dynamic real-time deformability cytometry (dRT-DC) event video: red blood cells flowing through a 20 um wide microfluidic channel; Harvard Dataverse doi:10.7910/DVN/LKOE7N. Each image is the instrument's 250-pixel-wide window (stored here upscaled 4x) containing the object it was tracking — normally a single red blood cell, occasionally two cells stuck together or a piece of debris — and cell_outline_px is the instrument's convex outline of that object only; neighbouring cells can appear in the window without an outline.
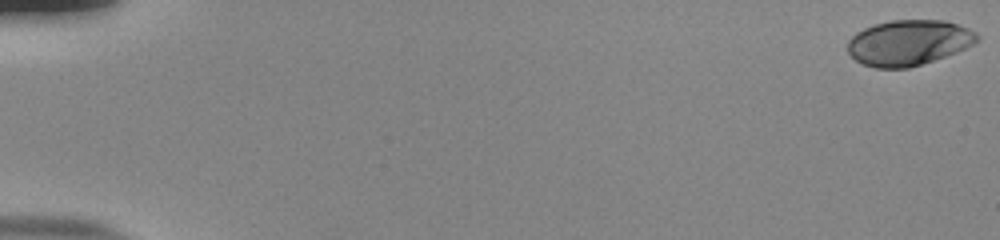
{"species": "human", "species_latin": "Homo sapiens", "temperature_condition": "room temperature", "stored_images_in_passage": 55, "camera_frame_rate_fps": 3000, "um_per_image_px": 0.085, "donor": {"sex": "male"}, "frame": {"image": 1, "passage_image": 1, "time_ms": 0.0, "image_size_px": [1000, 240], "cell_outline_px": [[980, 40], [956, 52], [908, 68], [876, 68], [864, 64], [856, 60], [848, 52], [848, 40], [856, 32], [864, 28], [876, 24], [892, 20], [944, 20], [968, 28], [976, 32], [980, 36]], "centroid_in_image_um": [77.23, 3.62], "position_along_channel_um": 7.8, "area_um2": 34.04}}
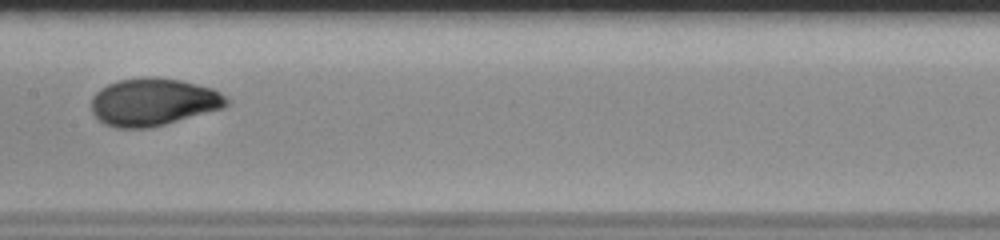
{"frame": {"image": 2, "passage_image": 30, "time_ms": 9.667, "image_size_px": [1000, 240], "cell_outline_px": [[232, 100], [224, 108], [164, 124], [148, 128], [116, 128], [104, 124], [92, 112], [92, 96], [100, 88], [108, 84], [120, 80], [144, 76], [156, 76], [180, 80], [212, 88], [220, 92]], "centroid_in_image_um": [13.04, 8.66], "position_along_channel_um": 194.4, "area_um2": 37.63}}
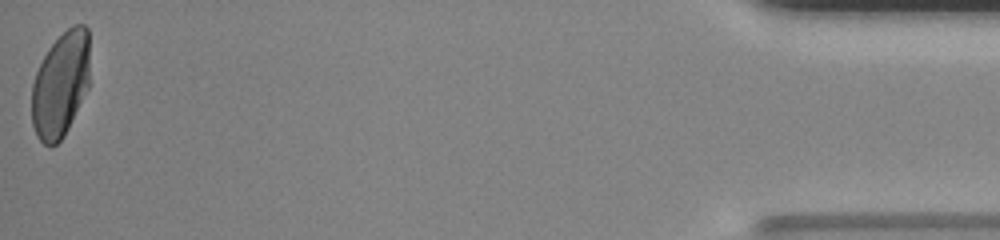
{"frame": {"image": 3, "passage_image": 55, "time_ms": 18.0, "image_size_px": [1000, 240], "cell_outline_px": [[88, 88], [64, 136], [56, 144], [44, 144], [36, 136], [32, 124], [32, 84], [36, 72], [48, 48], [72, 24], [84, 24], [88, 28]], "centroid_in_image_um": [5.14, 7.18], "position_along_channel_um": 430.1, "area_um2": 35.32}, "authors_computed_cell_mechanics": {"area_um2": 36.1828, "velocity_mm_per_s": 3.8451, "shape_relaxation_time_tau1_ms": 4.7549, "shape_relaxation_time_tau2_ms": null, "deformation_change_tau1": 0.1983, "deformation_change_tau2": null}}